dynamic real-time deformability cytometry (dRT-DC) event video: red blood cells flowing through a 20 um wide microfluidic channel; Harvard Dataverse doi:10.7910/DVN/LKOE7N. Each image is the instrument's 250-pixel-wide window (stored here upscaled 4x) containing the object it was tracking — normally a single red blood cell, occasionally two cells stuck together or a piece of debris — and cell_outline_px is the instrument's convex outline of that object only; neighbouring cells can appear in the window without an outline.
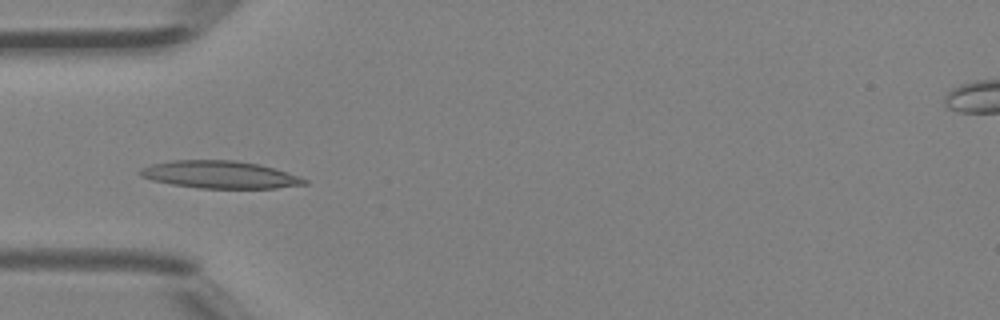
{"species": "Egyptian fruit bat (a non-hibernating species)", "species_latin": "Rousettus aegyptiacus", "temperature_condition": "room temperature", "stored_images_in_passage": 46, "camera_frame_rate_fps": 3000, "um_per_image_px": 0.085, "animal": {"sex": "female"}, "frame": {"image": 1, "passage_image": 15, "time_ms": 4.667, "image_size_px": [1000, 320], "cell_outline_px": [[308, 184], [276, 188], [200, 188], [172, 184], [152, 180], [140, 176], [140, 168], [152, 164], [172, 160], [236, 160], [260, 164], [288, 172], [308, 180]], "centroid_in_image_um": [18.71, 14.84], "position_along_channel_um": 66.3, "area_um2": 26.3}}
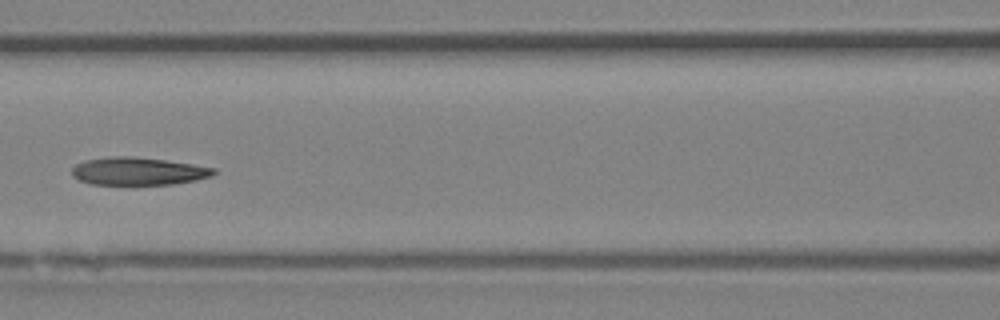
{"frame": {"image": 2, "passage_image": 21, "time_ms": 6.667, "image_size_px": [1000, 320], "cell_outline_px": [[216, 172], [212, 176], [196, 180], [172, 184], [88, 184], [72, 176], [72, 168], [76, 164], [84, 160], [112, 156], [132, 156], [164, 160], [192, 164], [216, 168]], "centroid_in_image_um": [11.73, 14.55], "position_along_channel_um": 154.9, "area_um2": 22.89}}
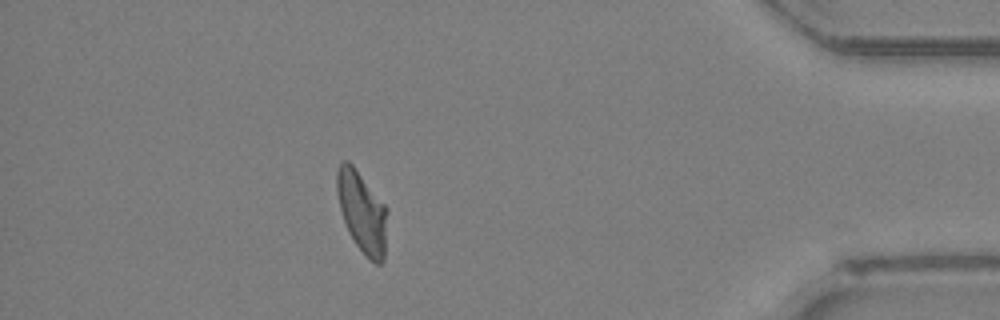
{"frame": {"image": 3, "passage_image": 41, "time_ms": 13.333, "image_size_px": [1000, 320], "cell_outline_px": [[388, 212], [384, 260], [380, 264], [376, 264], [356, 244], [348, 232], [340, 208], [336, 192], [336, 172], [340, 160], [348, 160], [352, 164], [388, 208]], "centroid_in_image_um": [30.77, 17.98], "position_along_channel_um": 404.4, "area_um2": 23.87}, "authors_computed_cell_mechanics": {"area_um2": 23.9003, "velocity_mm_per_s": 4.4627, "shape_relaxation_time_tau1_ms": null, "shape_relaxation_time_tau2_ms": 2.8099, "deformation_change_tau1": null, "deformation_change_tau2": 0.1094}}